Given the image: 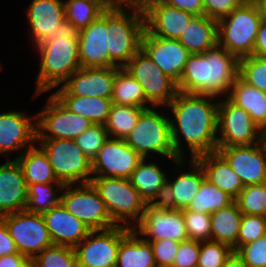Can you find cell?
Segmentation results:
<instances>
[{"label": "cell", "mask_w": 266, "mask_h": 267, "mask_svg": "<svg viewBox=\"0 0 266 267\" xmlns=\"http://www.w3.org/2000/svg\"><path fill=\"white\" fill-rule=\"evenodd\" d=\"M217 98L178 91L165 107L169 114L172 143L178 159H196L217 151Z\"/></svg>", "instance_id": "obj_1"}, {"label": "cell", "mask_w": 266, "mask_h": 267, "mask_svg": "<svg viewBox=\"0 0 266 267\" xmlns=\"http://www.w3.org/2000/svg\"><path fill=\"white\" fill-rule=\"evenodd\" d=\"M39 58L32 99H37L61 86L77 69L81 68L78 57V31L68 21L59 24L53 38L33 47Z\"/></svg>", "instance_id": "obj_2"}, {"label": "cell", "mask_w": 266, "mask_h": 267, "mask_svg": "<svg viewBox=\"0 0 266 267\" xmlns=\"http://www.w3.org/2000/svg\"><path fill=\"white\" fill-rule=\"evenodd\" d=\"M239 74V59L218 44L200 54H190L177 84L187 94L226 97Z\"/></svg>", "instance_id": "obj_3"}, {"label": "cell", "mask_w": 266, "mask_h": 267, "mask_svg": "<svg viewBox=\"0 0 266 267\" xmlns=\"http://www.w3.org/2000/svg\"><path fill=\"white\" fill-rule=\"evenodd\" d=\"M145 32L143 9L107 8L109 67L123 68L142 47Z\"/></svg>", "instance_id": "obj_4"}, {"label": "cell", "mask_w": 266, "mask_h": 267, "mask_svg": "<svg viewBox=\"0 0 266 267\" xmlns=\"http://www.w3.org/2000/svg\"><path fill=\"white\" fill-rule=\"evenodd\" d=\"M163 109L165 107L145 109L124 141L142 158L157 156L162 161L165 158L167 162L171 160L174 163L178 158L172 143L170 118L168 111L166 113Z\"/></svg>", "instance_id": "obj_5"}, {"label": "cell", "mask_w": 266, "mask_h": 267, "mask_svg": "<svg viewBox=\"0 0 266 267\" xmlns=\"http://www.w3.org/2000/svg\"><path fill=\"white\" fill-rule=\"evenodd\" d=\"M262 22L254 0H245L228 16L218 21V45L238 59L253 55Z\"/></svg>", "instance_id": "obj_6"}, {"label": "cell", "mask_w": 266, "mask_h": 267, "mask_svg": "<svg viewBox=\"0 0 266 267\" xmlns=\"http://www.w3.org/2000/svg\"><path fill=\"white\" fill-rule=\"evenodd\" d=\"M90 183L116 225L133 228L139 222L147 204L129 178L92 177Z\"/></svg>", "instance_id": "obj_7"}, {"label": "cell", "mask_w": 266, "mask_h": 267, "mask_svg": "<svg viewBox=\"0 0 266 267\" xmlns=\"http://www.w3.org/2000/svg\"><path fill=\"white\" fill-rule=\"evenodd\" d=\"M37 144L47 154L59 182L64 185L90 183L92 161L74 140L37 139Z\"/></svg>", "instance_id": "obj_8"}, {"label": "cell", "mask_w": 266, "mask_h": 267, "mask_svg": "<svg viewBox=\"0 0 266 267\" xmlns=\"http://www.w3.org/2000/svg\"><path fill=\"white\" fill-rule=\"evenodd\" d=\"M265 138L248 112L227 97L219 98L217 147L251 146Z\"/></svg>", "instance_id": "obj_9"}, {"label": "cell", "mask_w": 266, "mask_h": 267, "mask_svg": "<svg viewBox=\"0 0 266 267\" xmlns=\"http://www.w3.org/2000/svg\"><path fill=\"white\" fill-rule=\"evenodd\" d=\"M60 202L91 230H104L116 226L104 201L91 183L64 185Z\"/></svg>", "instance_id": "obj_10"}, {"label": "cell", "mask_w": 266, "mask_h": 267, "mask_svg": "<svg viewBox=\"0 0 266 267\" xmlns=\"http://www.w3.org/2000/svg\"><path fill=\"white\" fill-rule=\"evenodd\" d=\"M44 106L36 111L37 139L75 140L94 124L65 108L51 93Z\"/></svg>", "instance_id": "obj_11"}, {"label": "cell", "mask_w": 266, "mask_h": 267, "mask_svg": "<svg viewBox=\"0 0 266 267\" xmlns=\"http://www.w3.org/2000/svg\"><path fill=\"white\" fill-rule=\"evenodd\" d=\"M17 250L29 261L45 248L54 245L42 214L26 210L1 217Z\"/></svg>", "instance_id": "obj_12"}, {"label": "cell", "mask_w": 266, "mask_h": 267, "mask_svg": "<svg viewBox=\"0 0 266 267\" xmlns=\"http://www.w3.org/2000/svg\"><path fill=\"white\" fill-rule=\"evenodd\" d=\"M131 230L119 225L91 230L74 248L77 267H115L120 242Z\"/></svg>", "instance_id": "obj_13"}, {"label": "cell", "mask_w": 266, "mask_h": 267, "mask_svg": "<svg viewBox=\"0 0 266 267\" xmlns=\"http://www.w3.org/2000/svg\"><path fill=\"white\" fill-rule=\"evenodd\" d=\"M123 68L137 80L154 107H166L175 98L177 84L142 49Z\"/></svg>", "instance_id": "obj_14"}, {"label": "cell", "mask_w": 266, "mask_h": 267, "mask_svg": "<svg viewBox=\"0 0 266 267\" xmlns=\"http://www.w3.org/2000/svg\"><path fill=\"white\" fill-rule=\"evenodd\" d=\"M132 229L146 241L171 239L182 242L189 239L184 211L162 204H147L143 216Z\"/></svg>", "instance_id": "obj_15"}, {"label": "cell", "mask_w": 266, "mask_h": 267, "mask_svg": "<svg viewBox=\"0 0 266 267\" xmlns=\"http://www.w3.org/2000/svg\"><path fill=\"white\" fill-rule=\"evenodd\" d=\"M36 143V113L29 114L18 108L0 112V157L13 159L10 154L14 153L17 159Z\"/></svg>", "instance_id": "obj_16"}, {"label": "cell", "mask_w": 266, "mask_h": 267, "mask_svg": "<svg viewBox=\"0 0 266 267\" xmlns=\"http://www.w3.org/2000/svg\"><path fill=\"white\" fill-rule=\"evenodd\" d=\"M172 166H175L171 168H175L176 173L170 169L173 175L168 174L166 193L161 204L168 208L183 210L196 196L206 176L196 159H178Z\"/></svg>", "instance_id": "obj_17"}, {"label": "cell", "mask_w": 266, "mask_h": 267, "mask_svg": "<svg viewBox=\"0 0 266 267\" xmlns=\"http://www.w3.org/2000/svg\"><path fill=\"white\" fill-rule=\"evenodd\" d=\"M142 159L124 139L108 138L92 160L93 177L130 178Z\"/></svg>", "instance_id": "obj_18"}, {"label": "cell", "mask_w": 266, "mask_h": 267, "mask_svg": "<svg viewBox=\"0 0 266 267\" xmlns=\"http://www.w3.org/2000/svg\"><path fill=\"white\" fill-rule=\"evenodd\" d=\"M244 186L266 182V138L251 146L217 147Z\"/></svg>", "instance_id": "obj_19"}, {"label": "cell", "mask_w": 266, "mask_h": 267, "mask_svg": "<svg viewBox=\"0 0 266 267\" xmlns=\"http://www.w3.org/2000/svg\"><path fill=\"white\" fill-rule=\"evenodd\" d=\"M141 49L166 76L176 84L179 83L191 53L178 39L161 38L145 30Z\"/></svg>", "instance_id": "obj_20"}, {"label": "cell", "mask_w": 266, "mask_h": 267, "mask_svg": "<svg viewBox=\"0 0 266 267\" xmlns=\"http://www.w3.org/2000/svg\"><path fill=\"white\" fill-rule=\"evenodd\" d=\"M25 7L28 23V43L32 48L50 38L61 22L65 20L64 0H31ZM31 34V35H30Z\"/></svg>", "instance_id": "obj_21"}, {"label": "cell", "mask_w": 266, "mask_h": 267, "mask_svg": "<svg viewBox=\"0 0 266 267\" xmlns=\"http://www.w3.org/2000/svg\"><path fill=\"white\" fill-rule=\"evenodd\" d=\"M145 30L154 36L179 39L195 17L192 13L155 0L143 9Z\"/></svg>", "instance_id": "obj_22"}, {"label": "cell", "mask_w": 266, "mask_h": 267, "mask_svg": "<svg viewBox=\"0 0 266 267\" xmlns=\"http://www.w3.org/2000/svg\"><path fill=\"white\" fill-rule=\"evenodd\" d=\"M78 57L83 68L109 67L107 8L78 32Z\"/></svg>", "instance_id": "obj_23"}, {"label": "cell", "mask_w": 266, "mask_h": 267, "mask_svg": "<svg viewBox=\"0 0 266 267\" xmlns=\"http://www.w3.org/2000/svg\"><path fill=\"white\" fill-rule=\"evenodd\" d=\"M115 76L116 67H81L61 86L70 95L111 99Z\"/></svg>", "instance_id": "obj_24"}, {"label": "cell", "mask_w": 266, "mask_h": 267, "mask_svg": "<svg viewBox=\"0 0 266 267\" xmlns=\"http://www.w3.org/2000/svg\"><path fill=\"white\" fill-rule=\"evenodd\" d=\"M0 164V217L24 211L28 202V186L16 159L5 158Z\"/></svg>", "instance_id": "obj_25"}, {"label": "cell", "mask_w": 266, "mask_h": 267, "mask_svg": "<svg viewBox=\"0 0 266 267\" xmlns=\"http://www.w3.org/2000/svg\"><path fill=\"white\" fill-rule=\"evenodd\" d=\"M47 229L54 245L75 248L91 229L60 202L43 214Z\"/></svg>", "instance_id": "obj_26"}, {"label": "cell", "mask_w": 266, "mask_h": 267, "mask_svg": "<svg viewBox=\"0 0 266 267\" xmlns=\"http://www.w3.org/2000/svg\"><path fill=\"white\" fill-rule=\"evenodd\" d=\"M157 159L143 158L129 178L146 204H161L166 193L167 177L170 172L165 171L164 164L161 166L160 158L156 161Z\"/></svg>", "instance_id": "obj_27"}, {"label": "cell", "mask_w": 266, "mask_h": 267, "mask_svg": "<svg viewBox=\"0 0 266 267\" xmlns=\"http://www.w3.org/2000/svg\"><path fill=\"white\" fill-rule=\"evenodd\" d=\"M69 111L89 119L93 124L107 122L112 100L101 97H81L70 95L62 86L51 93Z\"/></svg>", "instance_id": "obj_28"}, {"label": "cell", "mask_w": 266, "mask_h": 267, "mask_svg": "<svg viewBox=\"0 0 266 267\" xmlns=\"http://www.w3.org/2000/svg\"><path fill=\"white\" fill-rule=\"evenodd\" d=\"M202 166L206 179L234 200L244 188L240 177L233 171L227 161L216 151L196 158Z\"/></svg>", "instance_id": "obj_29"}, {"label": "cell", "mask_w": 266, "mask_h": 267, "mask_svg": "<svg viewBox=\"0 0 266 267\" xmlns=\"http://www.w3.org/2000/svg\"><path fill=\"white\" fill-rule=\"evenodd\" d=\"M178 41L191 54L204 53L218 44V21L205 15L195 16Z\"/></svg>", "instance_id": "obj_30"}, {"label": "cell", "mask_w": 266, "mask_h": 267, "mask_svg": "<svg viewBox=\"0 0 266 267\" xmlns=\"http://www.w3.org/2000/svg\"><path fill=\"white\" fill-rule=\"evenodd\" d=\"M250 114L256 125L266 133V92L245 83L239 76L226 96Z\"/></svg>", "instance_id": "obj_31"}, {"label": "cell", "mask_w": 266, "mask_h": 267, "mask_svg": "<svg viewBox=\"0 0 266 267\" xmlns=\"http://www.w3.org/2000/svg\"><path fill=\"white\" fill-rule=\"evenodd\" d=\"M242 215L235 201L228 207L211 213V241L227 244L233 251H237Z\"/></svg>", "instance_id": "obj_32"}, {"label": "cell", "mask_w": 266, "mask_h": 267, "mask_svg": "<svg viewBox=\"0 0 266 267\" xmlns=\"http://www.w3.org/2000/svg\"><path fill=\"white\" fill-rule=\"evenodd\" d=\"M115 267H157L150 242L132 229L120 242Z\"/></svg>", "instance_id": "obj_33"}, {"label": "cell", "mask_w": 266, "mask_h": 267, "mask_svg": "<svg viewBox=\"0 0 266 267\" xmlns=\"http://www.w3.org/2000/svg\"><path fill=\"white\" fill-rule=\"evenodd\" d=\"M16 160L21 166L27 186L59 182L47 154L38 144L26 149Z\"/></svg>", "instance_id": "obj_34"}, {"label": "cell", "mask_w": 266, "mask_h": 267, "mask_svg": "<svg viewBox=\"0 0 266 267\" xmlns=\"http://www.w3.org/2000/svg\"><path fill=\"white\" fill-rule=\"evenodd\" d=\"M112 103L141 108L154 107L145 96L143 88L124 68L116 67Z\"/></svg>", "instance_id": "obj_35"}, {"label": "cell", "mask_w": 266, "mask_h": 267, "mask_svg": "<svg viewBox=\"0 0 266 267\" xmlns=\"http://www.w3.org/2000/svg\"><path fill=\"white\" fill-rule=\"evenodd\" d=\"M234 199L216 185L205 179L196 196L183 211H194L198 213L211 214L219 209L228 207Z\"/></svg>", "instance_id": "obj_36"}, {"label": "cell", "mask_w": 266, "mask_h": 267, "mask_svg": "<svg viewBox=\"0 0 266 267\" xmlns=\"http://www.w3.org/2000/svg\"><path fill=\"white\" fill-rule=\"evenodd\" d=\"M145 108L112 103L107 122L104 124L109 138L125 139L136 126Z\"/></svg>", "instance_id": "obj_37"}, {"label": "cell", "mask_w": 266, "mask_h": 267, "mask_svg": "<svg viewBox=\"0 0 266 267\" xmlns=\"http://www.w3.org/2000/svg\"><path fill=\"white\" fill-rule=\"evenodd\" d=\"M64 184L52 182L49 184H33L28 186V202L26 211L43 214L61 201V192Z\"/></svg>", "instance_id": "obj_38"}, {"label": "cell", "mask_w": 266, "mask_h": 267, "mask_svg": "<svg viewBox=\"0 0 266 267\" xmlns=\"http://www.w3.org/2000/svg\"><path fill=\"white\" fill-rule=\"evenodd\" d=\"M64 8L65 19L78 32L88 27L106 9L99 0H64Z\"/></svg>", "instance_id": "obj_39"}, {"label": "cell", "mask_w": 266, "mask_h": 267, "mask_svg": "<svg viewBox=\"0 0 266 267\" xmlns=\"http://www.w3.org/2000/svg\"><path fill=\"white\" fill-rule=\"evenodd\" d=\"M31 267H77L74 248L52 245L30 261Z\"/></svg>", "instance_id": "obj_40"}, {"label": "cell", "mask_w": 266, "mask_h": 267, "mask_svg": "<svg viewBox=\"0 0 266 267\" xmlns=\"http://www.w3.org/2000/svg\"><path fill=\"white\" fill-rule=\"evenodd\" d=\"M234 201L242 214L266 216V182L244 186Z\"/></svg>", "instance_id": "obj_41"}, {"label": "cell", "mask_w": 266, "mask_h": 267, "mask_svg": "<svg viewBox=\"0 0 266 267\" xmlns=\"http://www.w3.org/2000/svg\"><path fill=\"white\" fill-rule=\"evenodd\" d=\"M238 76L245 83L266 92V58L250 55L239 59Z\"/></svg>", "instance_id": "obj_42"}, {"label": "cell", "mask_w": 266, "mask_h": 267, "mask_svg": "<svg viewBox=\"0 0 266 267\" xmlns=\"http://www.w3.org/2000/svg\"><path fill=\"white\" fill-rule=\"evenodd\" d=\"M108 138L109 135L105 125L94 124L79 135L74 141L82 149L83 153L92 161Z\"/></svg>", "instance_id": "obj_43"}, {"label": "cell", "mask_w": 266, "mask_h": 267, "mask_svg": "<svg viewBox=\"0 0 266 267\" xmlns=\"http://www.w3.org/2000/svg\"><path fill=\"white\" fill-rule=\"evenodd\" d=\"M233 249L224 243L200 242L197 267H222Z\"/></svg>", "instance_id": "obj_44"}, {"label": "cell", "mask_w": 266, "mask_h": 267, "mask_svg": "<svg viewBox=\"0 0 266 267\" xmlns=\"http://www.w3.org/2000/svg\"><path fill=\"white\" fill-rule=\"evenodd\" d=\"M184 219L189 239L199 242L211 241L210 214L184 211Z\"/></svg>", "instance_id": "obj_45"}, {"label": "cell", "mask_w": 266, "mask_h": 267, "mask_svg": "<svg viewBox=\"0 0 266 267\" xmlns=\"http://www.w3.org/2000/svg\"><path fill=\"white\" fill-rule=\"evenodd\" d=\"M265 234L266 216L243 214L237 238V250L242 245L254 242Z\"/></svg>", "instance_id": "obj_46"}, {"label": "cell", "mask_w": 266, "mask_h": 267, "mask_svg": "<svg viewBox=\"0 0 266 267\" xmlns=\"http://www.w3.org/2000/svg\"><path fill=\"white\" fill-rule=\"evenodd\" d=\"M237 253L247 267H266V234L254 242L242 245Z\"/></svg>", "instance_id": "obj_47"}, {"label": "cell", "mask_w": 266, "mask_h": 267, "mask_svg": "<svg viewBox=\"0 0 266 267\" xmlns=\"http://www.w3.org/2000/svg\"><path fill=\"white\" fill-rule=\"evenodd\" d=\"M150 242L157 267H172L180 242L171 239H162Z\"/></svg>", "instance_id": "obj_48"}, {"label": "cell", "mask_w": 266, "mask_h": 267, "mask_svg": "<svg viewBox=\"0 0 266 267\" xmlns=\"http://www.w3.org/2000/svg\"><path fill=\"white\" fill-rule=\"evenodd\" d=\"M199 252V241L187 239L180 242V247L172 267H197Z\"/></svg>", "instance_id": "obj_49"}, {"label": "cell", "mask_w": 266, "mask_h": 267, "mask_svg": "<svg viewBox=\"0 0 266 267\" xmlns=\"http://www.w3.org/2000/svg\"><path fill=\"white\" fill-rule=\"evenodd\" d=\"M245 0H202L204 15L219 21L238 8Z\"/></svg>", "instance_id": "obj_50"}, {"label": "cell", "mask_w": 266, "mask_h": 267, "mask_svg": "<svg viewBox=\"0 0 266 267\" xmlns=\"http://www.w3.org/2000/svg\"><path fill=\"white\" fill-rule=\"evenodd\" d=\"M162 2L195 16L204 15L202 0H161Z\"/></svg>", "instance_id": "obj_51"}, {"label": "cell", "mask_w": 266, "mask_h": 267, "mask_svg": "<svg viewBox=\"0 0 266 267\" xmlns=\"http://www.w3.org/2000/svg\"><path fill=\"white\" fill-rule=\"evenodd\" d=\"M16 253H19L16 244L10 237L4 220L0 217V257Z\"/></svg>", "instance_id": "obj_52"}, {"label": "cell", "mask_w": 266, "mask_h": 267, "mask_svg": "<svg viewBox=\"0 0 266 267\" xmlns=\"http://www.w3.org/2000/svg\"><path fill=\"white\" fill-rule=\"evenodd\" d=\"M0 267H31L30 261L20 253L0 257Z\"/></svg>", "instance_id": "obj_53"}, {"label": "cell", "mask_w": 266, "mask_h": 267, "mask_svg": "<svg viewBox=\"0 0 266 267\" xmlns=\"http://www.w3.org/2000/svg\"><path fill=\"white\" fill-rule=\"evenodd\" d=\"M253 55L266 58V22L262 21L255 40Z\"/></svg>", "instance_id": "obj_54"}, {"label": "cell", "mask_w": 266, "mask_h": 267, "mask_svg": "<svg viewBox=\"0 0 266 267\" xmlns=\"http://www.w3.org/2000/svg\"><path fill=\"white\" fill-rule=\"evenodd\" d=\"M155 0H116L117 7H134L144 9Z\"/></svg>", "instance_id": "obj_55"}, {"label": "cell", "mask_w": 266, "mask_h": 267, "mask_svg": "<svg viewBox=\"0 0 266 267\" xmlns=\"http://www.w3.org/2000/svg\"><path fill=\"white\" fill-rule=\"evenodd\" d=\"M222 267H247V265L237 251H232Z\"/></svg>", "instance_id": "obj_56"}, {"label": "cell", "mask_w": 266, "mask_h": 267, "mask_svg": "<svg viewBox=\"0 0 266 267\" xmlns=\"http://www.w3.org/2000/svg\"><path fill=\"white\" fill-rule=\"evenodd\" d=\"M255 2L259 8L262 21L266 22V1H255Z\"/></svg>", "instance_id": "obj_57"}, {"label": "cell", "mask_w": 266, "mask_h": 267, "mask_svg": "<svg viewBox=\"0 0 266 267\" xmlns=\"http://www.w3.org/2000/svg\"><path fill=\"white\" fill-rule=\"evenodd\" d=\"M106 8L115 7L116 0H99Z\"/></svg>", "instance_id": "obj_58"}, {"label": "cell", "mask_w": 266, "mask_h": 267, "mask_svg": "<svg viewBox=\"0 0 266 267\" xmlns=\"http://www.w3.org/2000/svg\"><path fill=\"white\" fill-rule=\"evenodd\" d=\"M3 62L0 61V72H1V69H3V66L1 65Z\"/></svg>", "instance_id": "obj_59"}]
</instances>
